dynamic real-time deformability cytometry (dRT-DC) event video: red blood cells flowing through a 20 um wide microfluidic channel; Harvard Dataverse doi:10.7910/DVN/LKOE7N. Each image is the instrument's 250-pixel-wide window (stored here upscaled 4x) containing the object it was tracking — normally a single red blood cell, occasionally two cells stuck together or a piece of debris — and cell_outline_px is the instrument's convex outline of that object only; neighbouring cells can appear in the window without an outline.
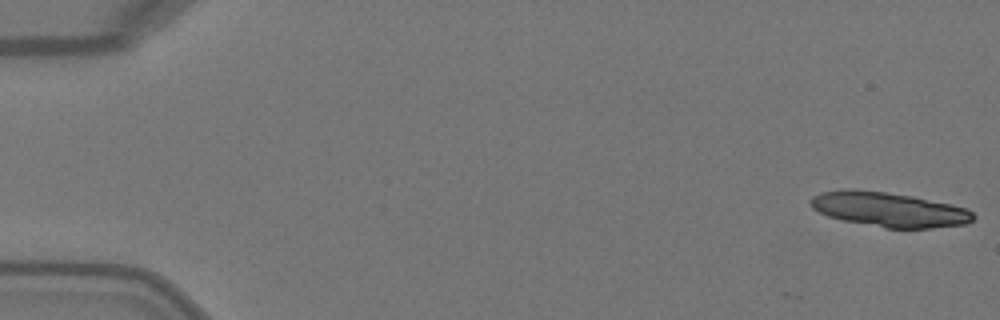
{"species": "Egyptian fruit bat (a non-hibernating species)", "species_latin": "Rousettus aegyptiacus", "temperature_condition": "warm", "stored_images_in_passage": 6, "camera_frame_rate_fps": 3000, "um_per_image_px": 0.085, "animal": {"sex": "female"}, "frame": {"image": 1, "passage_image": 1, "time_ms": 0.0, "image_size_px": [1000, 320], "cell_outline_px": [[976, 216], [968, 224], [932, 228], [884, 228], [840, 220], [828, 216], [812, 208], [808, 200], [812, 196], [820, 192], [848, 188], [856, 188], [912, 196], [948, 204], [964, 208], [972, 212]], "centroid_in_image_um": [75.5, 17.81], "position_along_channel_um": 9.5, "area_um2": 33.0}}